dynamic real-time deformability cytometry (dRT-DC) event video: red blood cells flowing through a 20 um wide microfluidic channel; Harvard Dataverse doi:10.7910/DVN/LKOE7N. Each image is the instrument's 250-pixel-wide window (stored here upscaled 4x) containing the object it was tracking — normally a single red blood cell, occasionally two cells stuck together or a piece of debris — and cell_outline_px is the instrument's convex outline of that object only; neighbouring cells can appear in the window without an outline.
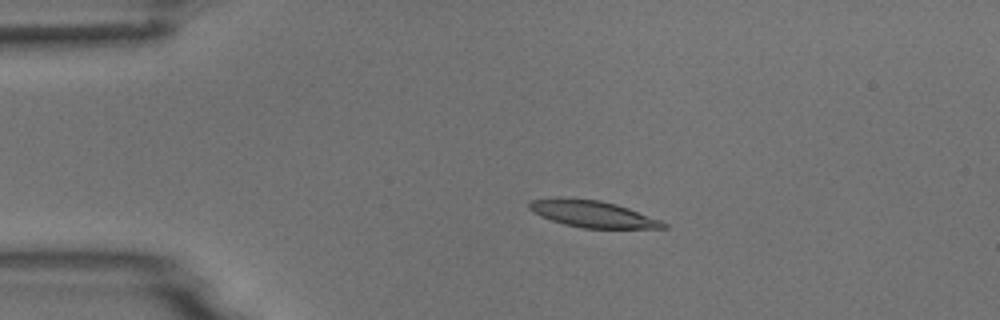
{"species": "common noctule bat (a hibernating species)", "species_latin": "Nyctalus noctula", "temperature_condition": "room temperature", "stored_images_in_passage": 5, "camera_frame_rate_fps": 3000, "um_per_image_px": 0.085, "animal": {"sex": "male", "body_mass_g": 18.8}, "frame": {"image": 1, "passage_image": 4, "time_ms": 3.333, "image_size_px": [1000, 320], "cell_outline_px": [[668, 228], [584, 228], [564, 224], [540, 216], [532, 212], [528, 208], [528, 200], [556, 196], [600, 200], [616, 204], [628, 208], [660, 220], [668, 224]], "centroid_in_image_um": [50.29, 18.16], "position_along_channel_um": 34.7, "area_um2": 21.1}}